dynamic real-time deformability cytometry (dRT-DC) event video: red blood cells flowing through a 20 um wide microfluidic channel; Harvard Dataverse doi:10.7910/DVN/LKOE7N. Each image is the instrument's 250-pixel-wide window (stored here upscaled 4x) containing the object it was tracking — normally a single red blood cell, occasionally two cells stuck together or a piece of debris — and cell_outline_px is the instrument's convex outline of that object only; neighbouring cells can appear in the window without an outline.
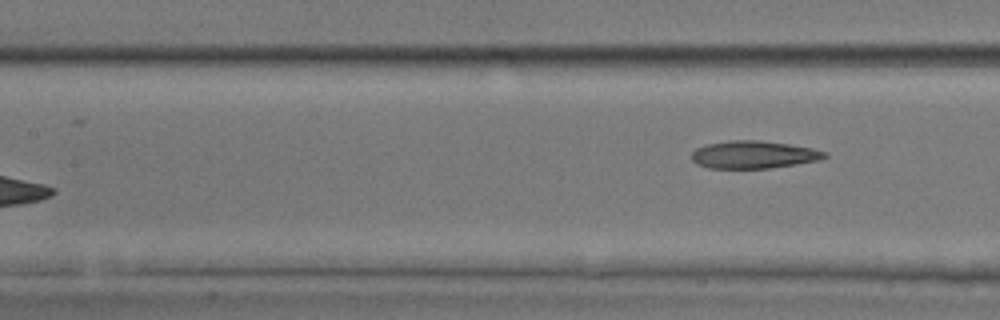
{"species": "common noctule bat (a hibernating species)", "species_latin": "Nyctalus noctula", "temperature_condition": "room temperature", "stored_images_in_passage": 6, "segment_of_instrument_passage": [2, 2], "camera_frame_rate_fps": 3000, "um_per_image_px": 0.085, "animal": {"sex": "male", "body_mass_g": 17.9, "forearm_length_mm": 54.2}, "frame": {"image": 1, "passage_image": 6, "time_ms": 1.667, "image_size_px": [1000, 320], "cell_outline_px": [[828, 156], [820, 160], [796, 164], [768, 168], [708, 168], [696, 164], [692, 160], [692, 152], [696, 148], [704, 144], [728, 140], [760, 140], [788, 144], [812, 148], [828, 152]], "centroid_in_image_um": [64.04, 13.14], "position_along_channel_um": 143.4, "area_um2": 21.56}}